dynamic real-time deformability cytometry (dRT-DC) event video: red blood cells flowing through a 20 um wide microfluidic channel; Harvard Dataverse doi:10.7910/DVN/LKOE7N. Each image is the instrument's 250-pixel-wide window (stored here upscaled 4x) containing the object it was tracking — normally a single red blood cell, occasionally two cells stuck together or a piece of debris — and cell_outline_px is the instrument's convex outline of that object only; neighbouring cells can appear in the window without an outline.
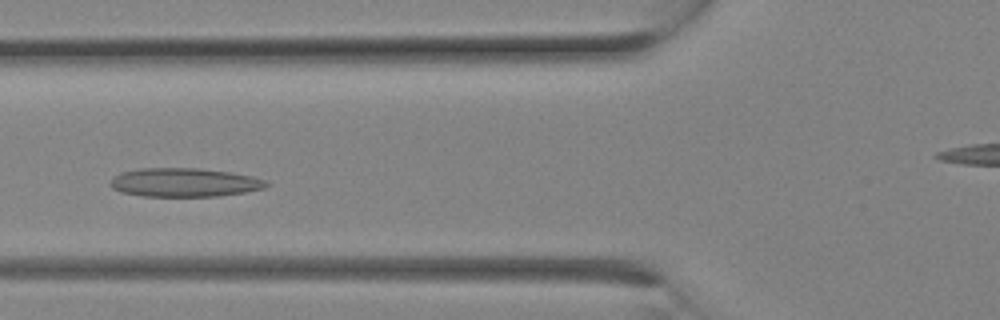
{"species": "Egyptian fruit bat (a non-hibernating species)", "species_latin": "Rousettus aegyptiacus", "temperature_condition": "room temperature", "stored_images_in_passage": 9, "camera_frame_rate_fps": 3000, "um_per_image_px": 0.085, "animal": {"sex": "female"}, "frame": {"image": 1, "passage_image": 8, "time_ms": 2.333, "image_size_px": [1000, 320], "cell_outline_px": [[272, 184], [264, 188], [244, 192], [220, 196], [144, 196], [120, 192], [112, 188], [108, 184], [112, 176], [120, 172], [140, 168], [196, 168], [232, 172], [252, 176], [264, 180]], "centroid_in_image_um": [15.64, 15.5], "position_along_channel_um": 110.2, "area_um2": 26.36}}